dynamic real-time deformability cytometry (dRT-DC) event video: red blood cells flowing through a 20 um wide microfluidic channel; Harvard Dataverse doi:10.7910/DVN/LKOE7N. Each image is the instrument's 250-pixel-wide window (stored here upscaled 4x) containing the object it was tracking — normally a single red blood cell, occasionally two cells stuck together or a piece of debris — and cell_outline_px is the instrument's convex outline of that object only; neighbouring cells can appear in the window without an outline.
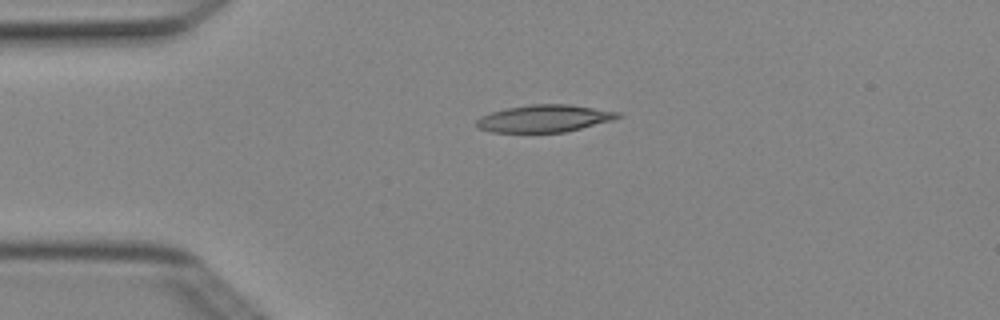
{"species": "Egyptian fruit bat (a non-hibernating species)", "species_latin": "Rousettus aegyptiacus", "temperature_condition": "cold", "stored_images_in_passage": 3, "camera_frame_rate_fps": 3000, "um_per_image_px": 0.085, "animal": {"sex": "female"}, "frame": {"image": 1, "passage_image": 2, "time_ms": 0.333, "image_size_px": [1000, 320], "cell_outline_px": [[624, 116], [612, 120], [564, 132], [492, 132], [480, 128], [476, 124], [476, 120], [480, 116], [492, 112], [508, 108], [532, 104], [568, 104], [620, 112]], "centroid_in_image_um": [46.28, 10.06], "position_along_channel_um": 38.7, "area_um2": 22.2}}